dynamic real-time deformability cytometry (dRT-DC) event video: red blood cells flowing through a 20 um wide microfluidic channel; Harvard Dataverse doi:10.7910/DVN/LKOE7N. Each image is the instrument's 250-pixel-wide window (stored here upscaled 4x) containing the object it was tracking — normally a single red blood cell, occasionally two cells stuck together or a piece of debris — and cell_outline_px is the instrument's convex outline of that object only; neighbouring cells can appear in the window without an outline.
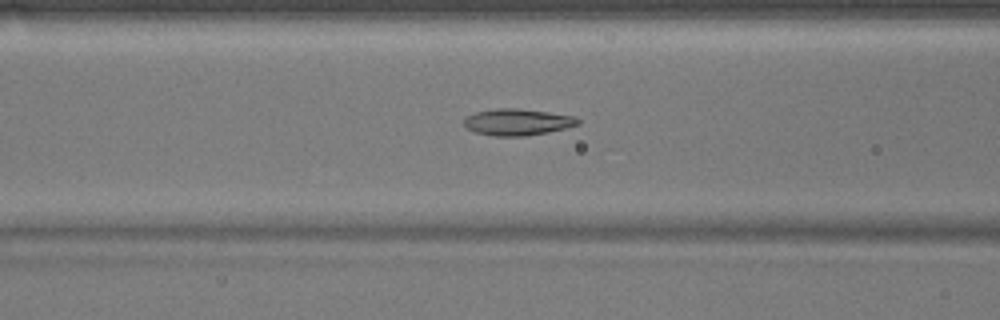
{"species": "common noctule bat (a hibernating species)", "species_latin": "Nyctalus noctula", "temperature_condition": "warm", "stored_images_in_passage": 37, "camera_frame_rate_fps": 3000, "um_per_image_px": 0.085, "animal": {"sex": "male", "body_mass_g": 17.9}, "frame": {"image": 1, "passage_image": 15, "time_ms": 4.667, "image_size_px": [1000, 320], "cell_outline_px": [[580, 124], [548, 132], [524, 136], [496, 136], [476, 132], [468, 128], [464, 124], [464, 120], [468, 116], [476, 112], [496, 108], [516, 108], [548, 112], [576, 116], [580, 120]], "centroid_in_image_um": [44.02, 10.37], "position_along_channel_um": 122.6, "area_um2": 17.46}}
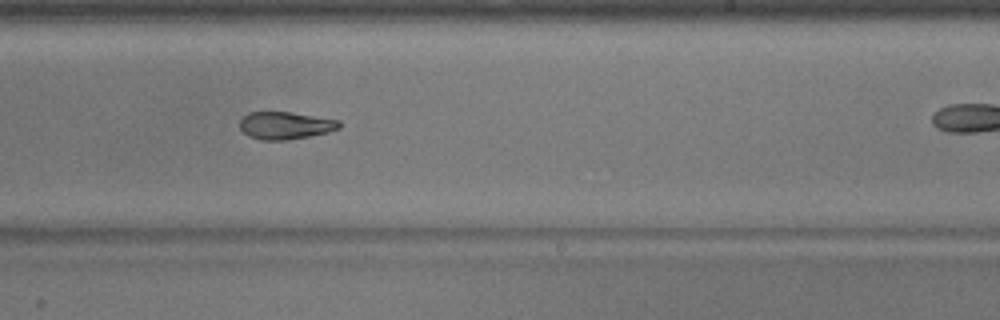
{"frame": {"image": 2, "passage_image": 26, "time_ms": 8.333, "image_size_px": [1000, 320], "cell_outline_px": [[340, 128], [328, 132], [308, 136], [284, 140], [260, 140], [248, 136], [240, 128], [240, 120], [248, 112], [292, 112], [340, 120]], "centroid_in_image_um": [24.25, 10.66], "position_along_channel_um": 264.8, "area_um2": 15.9}}
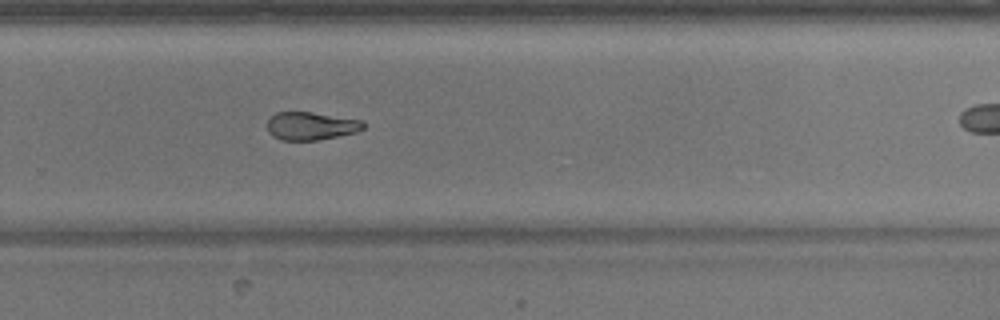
{"frame": {"image": 3, "passage_image": 29, "time_ms": 9.333, "image_size_px": [1000, 320], "cell_outline_px": [[364, 128], [356, 132], [316, 140], [280, 140], [272, 136], [268, 132], [268, 120], [276, 112], [312, 112], [360, 120], [364, 124]], "centroid_in_image_um": [26.39, 10.71], "position_along_channel_um": 303.4, "area_um2": 15.49}}